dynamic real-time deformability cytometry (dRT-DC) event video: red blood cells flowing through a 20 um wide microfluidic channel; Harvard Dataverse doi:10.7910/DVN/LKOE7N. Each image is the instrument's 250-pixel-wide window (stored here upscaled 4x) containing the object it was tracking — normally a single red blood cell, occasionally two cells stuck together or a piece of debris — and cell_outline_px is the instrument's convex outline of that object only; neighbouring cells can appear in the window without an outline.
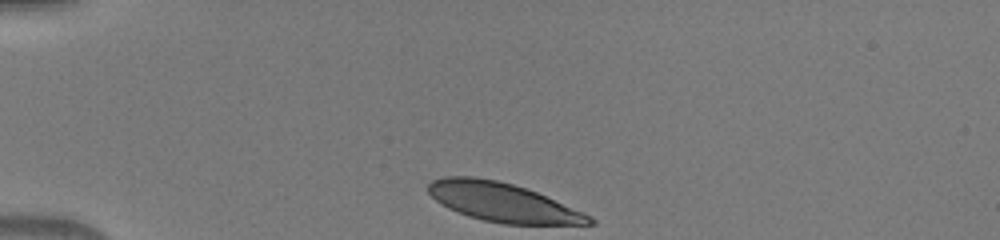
{"species": "human", "species_latin": "Homo sapiens", "temperature_condition": "warm", "stored_images_in_passage": 34, "camera_frame_rate_fps": 3000, "um_per_image_px": 0.085, "donor": {"sex": "male"}, "frame": {"image": 1, "passage_image": 1, "time_ms": 0.0, "image_size_px": [1000, 240], "cell_outline_px": [[596, 224], [504, 224], [484, 220], [468, 216], [448, 208], [436, 200], [428, 192], [428, 184], [432, 180], [444, 176], [472, 176], [496, 180], [512, 184], [536, 192], [584, 212], [592, 216], [596, 220]], "centroid_in_image_um": [42.74, 17.19], "position_along_channel_um": 42.3, "area_um2": 36.3}}
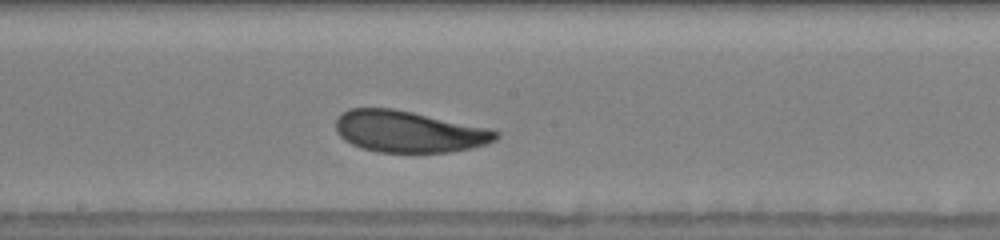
{"frame": {"image": 2, "passage_image": 17, "time_ms": 5.333, "image_size_px": [1000, 240], "cell_outline_px": [[500, 136], [496, 140], [472, 148], [452, 152], [376, 152], [360, 148], [344, 140], [336, 132], [336, 116], [340, 112], [348, 108], [392, 108], [412, 112], [488, 128], [500, 132]], "centroid_in_image_um": [34.7, 11.18], "position_along_channel_um": 213.5, "area_um2": 38.9}}
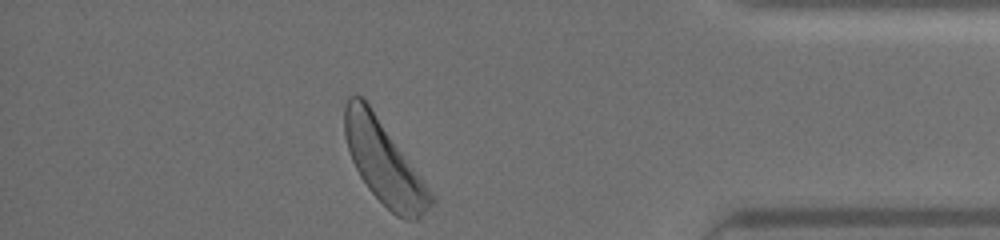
{"frame": {"image": 3, "passage_image": 33, "time_ms": 10.667, "image_size_px": [1000, 240], "cell_outline_px": [[436, 200], [416, 220], [404, 220], [396, 216], [368, 188], [360, 176], [352, 160], [344, 136], [344, 108], [348, 96], [360, 96], [368, 104], [436, 196]], "centroid_in_image_um": [32.65, 13.84], "position_along_channel_um": 402.5, "area_um2": 40.92}}